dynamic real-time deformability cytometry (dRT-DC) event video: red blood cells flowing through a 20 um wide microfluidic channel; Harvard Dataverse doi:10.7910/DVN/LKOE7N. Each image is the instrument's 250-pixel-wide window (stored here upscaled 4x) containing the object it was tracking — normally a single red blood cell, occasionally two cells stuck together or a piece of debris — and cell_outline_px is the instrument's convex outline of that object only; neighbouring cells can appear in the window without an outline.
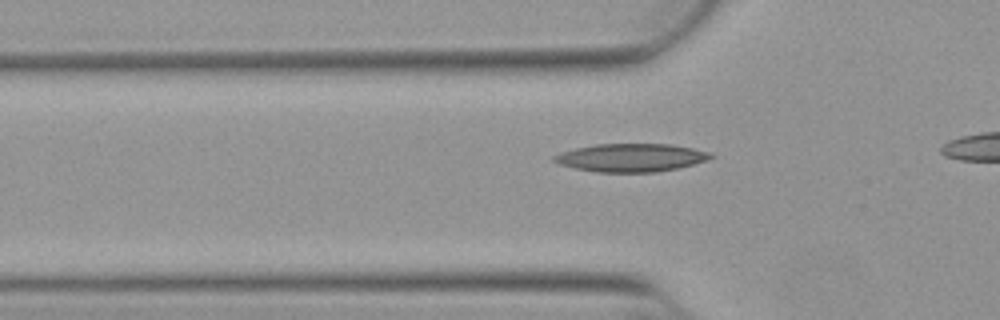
{"species": "Egyptian fruit bat (a non-hibernating species)", "species_latin": "Rousettus aegyptiacus", "temperature_condition": "warm", "stored_images_in_passage": 13, "camera_frame_rate_fps": 3000, "um_per_image_px": 0.085, "animal": {"sex": "female"}, "frame": {"image": 1, "passage_image": 10, "time_ms": 3.0, "image_size_px": [1000, 320], "cell_outline_px": [[716, 156], [708, 160], [680, 168], [656, 172], [596, 172], [576, 168], [560, 164], [552, 160], [552, 156], [560, 152], [576, 148], [596, 144], [672, 144], [712, 152]], "centroid_in_image_um": [53.69, 13.4], "position_along_channel_um": 72.1, "area_um2": 25.84}}